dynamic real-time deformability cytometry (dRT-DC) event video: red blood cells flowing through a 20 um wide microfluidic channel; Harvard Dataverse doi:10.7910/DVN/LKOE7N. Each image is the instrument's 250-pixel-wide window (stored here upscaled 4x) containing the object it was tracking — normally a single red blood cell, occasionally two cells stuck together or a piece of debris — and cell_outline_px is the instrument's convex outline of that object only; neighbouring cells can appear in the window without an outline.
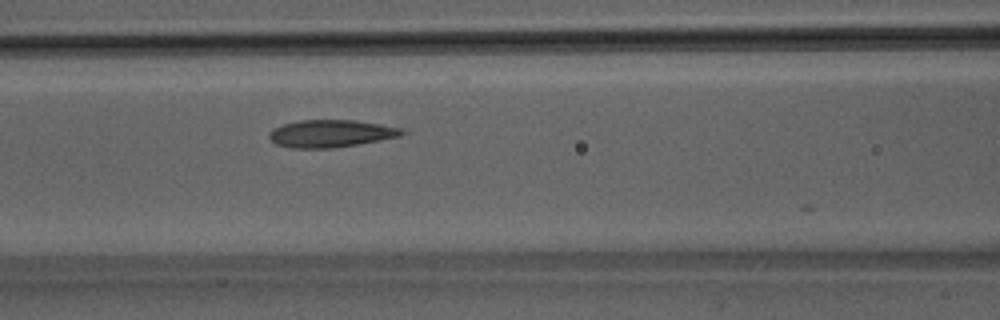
{"species": "Egyptian fruit bat (a non-hibernating species)", "species_latin": "Rousettus aegyptiacus", "temperature_condition": "room temperature", "stored_images_in_passage": 18, "camera_frame_rate_fps": 3000, "um_per_image_px": 0.085, "animal": {"sex": "male"}, "frame": {"image": 1, "passage_image": 17, "time_ms": 5.333, "image_size_px": [1000, 320], "cell_outline_px": [[408, 132], [400, 136], [380, 140], [332, 148], [292, 148], [276, 144], [268, 136], [268, 132], [272, 128], [284, 124], [300, 120], [356, 120], [404, 128]], "centroid_in_image_um": [28.14, 11.34], "position_along_channel_um": 138.5, "area_um2": 21.27}}